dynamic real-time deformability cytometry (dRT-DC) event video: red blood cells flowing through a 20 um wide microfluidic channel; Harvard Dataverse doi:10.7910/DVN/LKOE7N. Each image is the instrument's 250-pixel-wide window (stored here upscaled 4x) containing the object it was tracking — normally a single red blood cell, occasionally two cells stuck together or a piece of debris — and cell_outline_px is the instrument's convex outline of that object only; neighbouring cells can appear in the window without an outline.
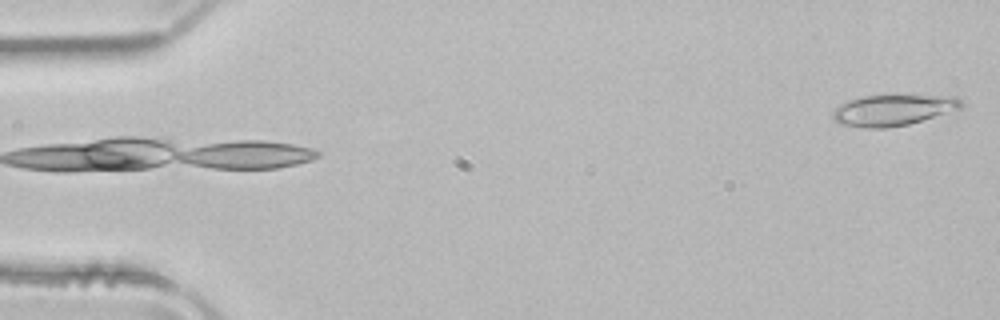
{"species": "common noctule bat (a hibernating species)", "species_latin": "Nyctalus noctula", "temperature_condition": "room temperature", "stored_images_in_passage": 7, "camera_frame_rate_fps": 3000, "um_per_image_px": 0.085, "animal": {"sex": "male", "body_mass_g": 21.5, "forearm_length_mm": 52.0}, "frame": {"image": 1, "passage_image": 1, "time_ms": 0.0, "image_size_px": [1000, 320], "cell_outline_px": [[964, 104], [960, 108], [908, 124], [888, 128], [864, 128], [840, 124], [832, 116], [832, 112], [840, 104], [848, 100], [860, 96], [896, 92], [956, 96]], "centroid_in_image_um": [75.91, 9.29], "position_along_channel_um": 9.1, "area_um2": 24.22}}